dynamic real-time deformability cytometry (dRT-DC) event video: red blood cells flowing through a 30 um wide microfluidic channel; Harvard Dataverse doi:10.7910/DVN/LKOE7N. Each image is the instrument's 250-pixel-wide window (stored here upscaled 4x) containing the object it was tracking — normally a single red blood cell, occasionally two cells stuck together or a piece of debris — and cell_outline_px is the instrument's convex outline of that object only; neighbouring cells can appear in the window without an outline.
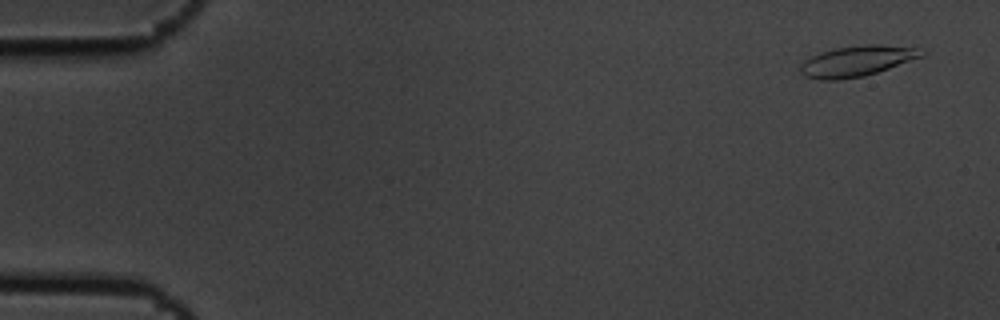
{"species": "common noctule bat (a hibernating species)", "species_latin": "Nyctalus noctula", "temperature_condition": "cold", "stored_images_in_passage": 5, "camera_frame_rate_fps": 3000, "um_per_image_px": 0.085, "animal": {"sex": "male", "body_mass_g": 19.5, "forearm_length_mm": 54.6}, "frame": {"image": 1, "passage_image": 1, "time_ms": 0.0, "image_size_px": [1000, 320], "cell_outline_px": [[928, 52], [924, 56], [864, 76], [840, 80], [820, 80], [804, 76], [800, 72], [800, 64], [804, 60], [820, 52], [836, 48], [864, 44], [876, 44], [916, 48]], "centroid_in_image_um": [72.81, 5.19], "position_along_channel_um": 12.2, "area_um2": 21.62}}
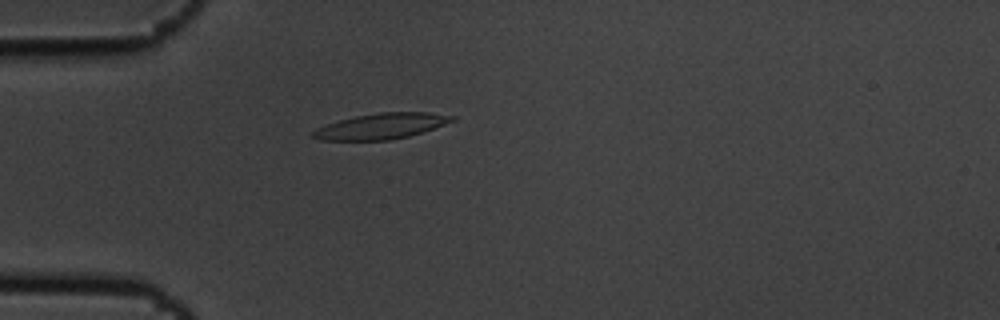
{"frame": {"image": 2, "passage_image": 5, "time_ms": 1.333, "image_size_px": [1000, 320], "cell_outline_px": [[456, 120], [424, 132], [408, 136], [388, 140], [320, 140], [312, 136], [312, 132], [316, 128], [340, 120], [356, 116], [380, 112], [428, 112], [456, 116]], "centroid_in_image_um": [32.45, 10.72], "position_along_channel_um": 52.5, "area_um2": 20.75}}